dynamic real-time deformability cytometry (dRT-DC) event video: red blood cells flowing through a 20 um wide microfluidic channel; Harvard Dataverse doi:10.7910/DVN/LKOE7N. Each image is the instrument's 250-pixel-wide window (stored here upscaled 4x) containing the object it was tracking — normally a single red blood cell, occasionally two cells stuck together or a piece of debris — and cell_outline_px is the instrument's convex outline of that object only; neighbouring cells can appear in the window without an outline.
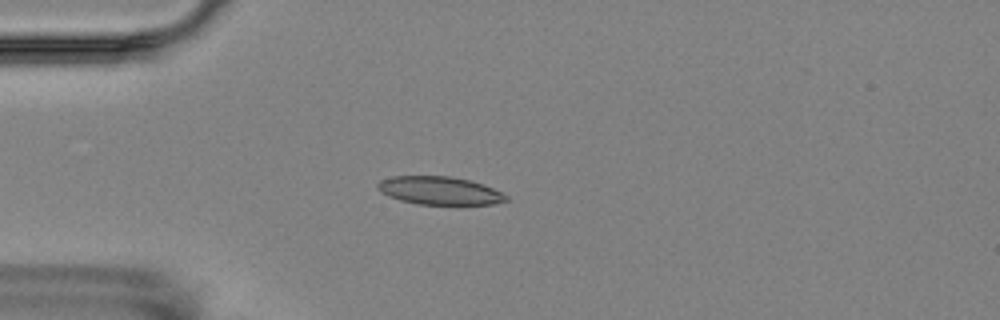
{"species": "Egyptian fruit bat (a non-hibernating species)", "species_latin": "Rousettus aegyptiacus", "temperature_condition": "room temperature", "stored_images_in_passage": 4, "camera_frame_rate_fps": 3000, "um_per_image_px": 0.085, "animal": {"sex": "female"}, "frame": {"image": 1, "passage_image": 4, "time_ms": 4.333, "image_size_px": [1000, 320], "cell_outline_px": [[508, 200], [496, 204], [460, 208], [416, 204], [400, 200], [388, 196], [380, 192], [376, 188], [376, 184], [380, 180], [392, 176], [452, 176], [484, 184], [508, 196]], "centroid_in_image_um": [37.41, 16.26], "position_along_channel_um": 47.6, "area_um2": 22.25}}